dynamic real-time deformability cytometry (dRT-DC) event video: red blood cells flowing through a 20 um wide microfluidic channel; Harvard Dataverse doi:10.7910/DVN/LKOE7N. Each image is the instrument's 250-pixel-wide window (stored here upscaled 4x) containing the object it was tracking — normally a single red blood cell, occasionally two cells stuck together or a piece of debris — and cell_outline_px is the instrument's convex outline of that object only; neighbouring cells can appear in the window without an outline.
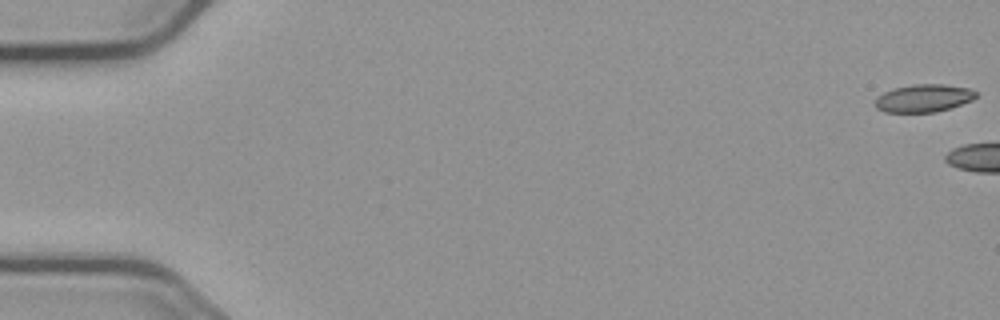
{"species": "common noctule bat (a hibernating species)", "species_latin": "Nyctalus noctula", "temperature_condition": "cold", "stored_images_in_passage": 10, "camera_frame_rate_fps": 3000, "um_per_image_px": 0.085, "animal": {"sex": "male", "body_mass_g": 23.1, "forearm_length_mm": 52.7}, "frame": {"image": 1, "passage_image": 1, "time_ms": 0.0, "image_size_px": [1000, 320], "cell_outline_px": [[976, 96], [972, 100], [936, 112], [884, 112], [876, 108], [876, 96], [892, 88], [912, 84], [944, 84], [972, 88], [976, 92]], "centroid_in_image_um": [78.49, 8.33], "position_along_channel_um": 6.5, "area_um2": 16.36}}